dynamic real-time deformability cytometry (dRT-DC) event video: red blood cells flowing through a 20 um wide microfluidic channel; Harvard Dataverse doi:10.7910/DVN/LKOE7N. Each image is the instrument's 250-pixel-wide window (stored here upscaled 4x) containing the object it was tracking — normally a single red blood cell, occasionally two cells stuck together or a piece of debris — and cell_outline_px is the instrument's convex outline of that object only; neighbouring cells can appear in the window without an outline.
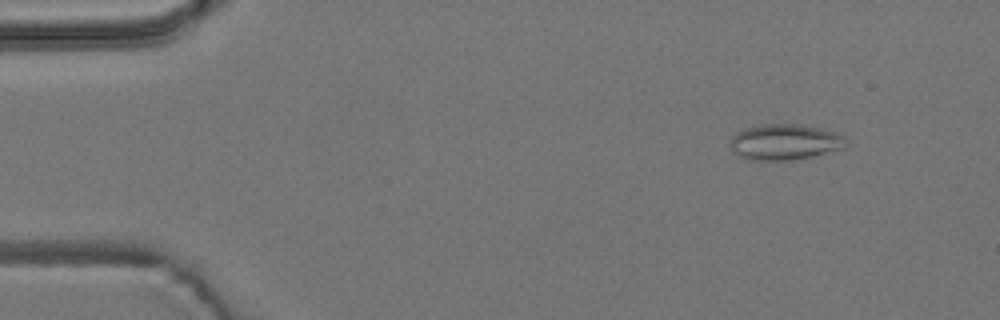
{"species": "common noctule bat (a hibernating species)", "species_latin": "Nyctalus noctula", "temperature_condition": "room temperature", "stored_images_in_passage": 4, "camera_frame_rate_fps": 3000, "um_per_image_px": 0.085, "animal": {"sex": "male", "body_mass_g": 19.2, "forearm_length_mm": 51.8}, "frame": {"image": 1, "passage_image": 2, "time_ms": 0.333, "image_size_px": [1000, 320], "cell_outline_px": [[848, 144], [844, 148], [792, 160], [748, 160], [740, 156], [728, 144], [732, 136], [736, 132], [744, 128], [760, 124], [796, 124], [820, 128], [836, 132], [844, 136]], "centroid_in_image_um": [66.69, 12.06], "position_along_channel_um": 18.3, "area_um2": 24.16}}